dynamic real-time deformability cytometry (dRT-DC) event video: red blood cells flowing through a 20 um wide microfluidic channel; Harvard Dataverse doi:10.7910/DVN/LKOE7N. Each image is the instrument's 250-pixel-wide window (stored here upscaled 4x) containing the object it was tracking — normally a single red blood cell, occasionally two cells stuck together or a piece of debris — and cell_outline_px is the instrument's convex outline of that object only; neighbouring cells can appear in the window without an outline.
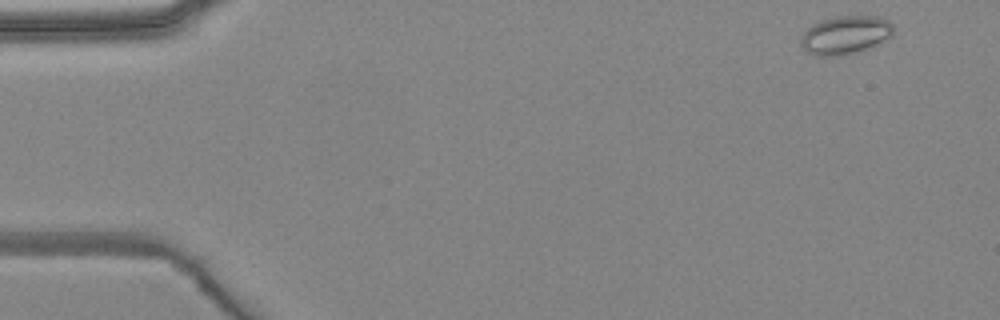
{"species": "common noctule bat (a hibernating species)", "species_latin": "Nyctalus noctula", "temperature_condition": "warm", "stored_images_in_passage": 4, "camera_frame_rate_fps": 3000, "um_per_image_px": 0.085, "animal": {"sex": "female", "body_mass_g": 24.6, "forearm_length_mm": 56.2}, "frame": {"image": 1, "passage_image": 1, "time_ms": 0.0, "image_size_px": [1000, 320], "cell_outline_px": [[892, 36], [860, 52], [840, 56], [816, 56], [808, 52], [800, 44], [800, 36], [812, 24], [820, 20], [836, 16], [876, 16], [888, 20], [892, 24]], "centroid_in_image_um": [71.83, 2.98], "position_along_channel_um": 13.2, "area_um2": 20.81}}